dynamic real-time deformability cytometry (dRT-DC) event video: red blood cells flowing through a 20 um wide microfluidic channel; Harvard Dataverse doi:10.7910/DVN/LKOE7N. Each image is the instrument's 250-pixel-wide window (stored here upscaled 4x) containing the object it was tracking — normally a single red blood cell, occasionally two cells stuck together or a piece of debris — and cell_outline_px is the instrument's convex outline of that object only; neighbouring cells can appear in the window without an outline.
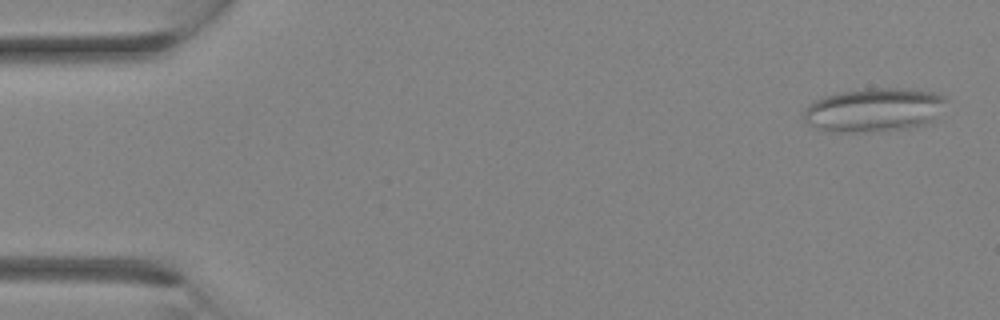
{"species": "Egyptian fruit bat (a non-hibernating species)", "species_latin": "Rousettus aegyptiacus", "temperature_condition": "room temperature", "stored_images_in_passage": 13, "camera_frame_rate_fps": 3000, "um_per_image_px": 0.085, "animal": {"sex": "female"}, "frame": {"image": 1, "passage_image": 1, "time_ms": 0.0, "image_size_px": [1000, 320], "cell_outline_px": [[948, 100], [932, 124], [908, 128], [868, 132], [828, 132], [816, 128], [808, 124], [804, 120], [804, 112], [808, 104], [824, 96], [840, 92], [868, 88], [916, 88], [932, 92], [944, 96]], "centroid_in_image_um": [74.33, 9.35], "position_along_channel_um": 10.7, "area_um2": 36.93}}
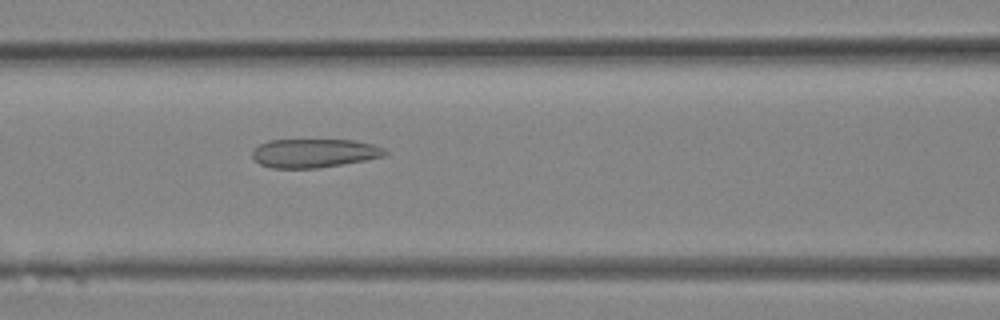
{"frame": {"image": 2, "passage_image": 13, "time_ms": 4.0, "image_size_px": [1000, 320], "cell_outline_px": [[388, 156], [320, 168], [272, 168], [260, 164], [252, 156], [252, 148], [268, 140], [356, 140], [372, 144], [384, 148], [388, 152]], "centroid_in_image_um": [26.72, 13.02], "position_along_channel_um": 139.9, "area_um2": 22.43}}